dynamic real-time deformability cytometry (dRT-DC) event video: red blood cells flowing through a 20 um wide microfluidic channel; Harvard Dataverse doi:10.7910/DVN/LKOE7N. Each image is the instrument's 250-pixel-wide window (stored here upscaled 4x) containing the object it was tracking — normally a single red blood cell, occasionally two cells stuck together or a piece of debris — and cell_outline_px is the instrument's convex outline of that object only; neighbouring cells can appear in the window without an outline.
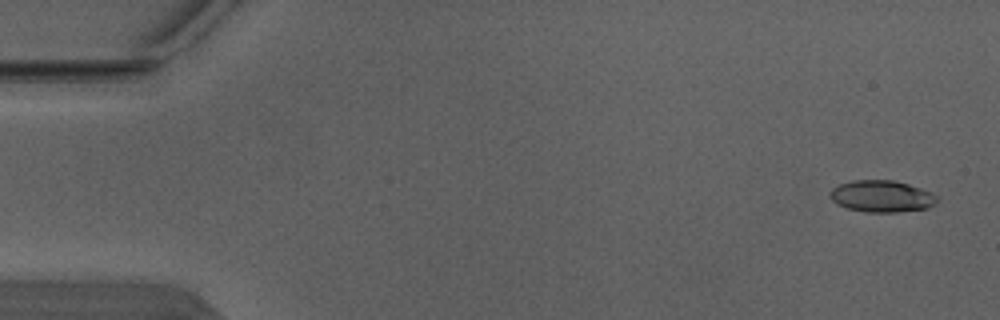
{"species": "Egyptian fruit bat (a non-hibernating species)", "species_latin": "Rousettus aegyptiacus", "temperature_condition": "warm", "stored_images_in_passage": 4, "camera_frame_rate_fps": 3000, "um_per_image_px": 0.085, "animal": {"sex": "male"}, "frame": {"image": 1, "passage_image": 1, "time_ms": 0.0, "image_size_px": [1000, 320], "cell_outline_px": [[936, 200], [928, 208], [896, 212], [864, 212], [848, 208], [836, 204], [828, 196], [828, 192], [832, 188], [840, 184], [852, 180], [892, 180], [908, 184], [920, 188], [936, 196]], "centroid_in_image_um": [74.86, 16.68], "position_along_channel_um": 10.1, "area_um2": 19.65}}
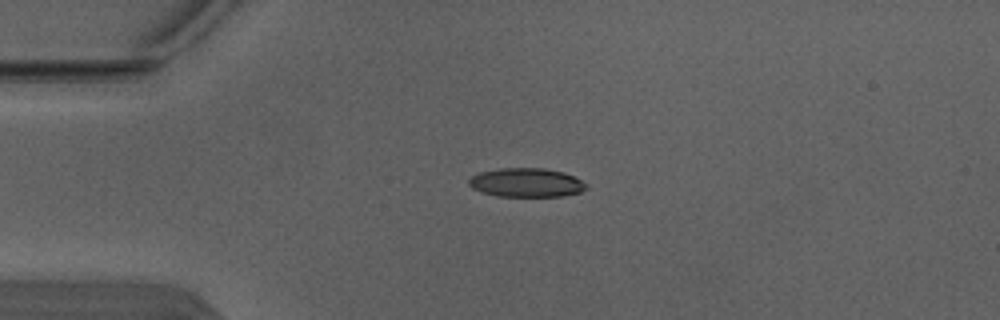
{"frame": {"image": 2, "passage_image": 3, "time_ms": 0.667, "image_size_px": [1000, 320], "cell_outline_px": [[588, 188], [580, 192], [564, 196], [496, 196], [480, 192], [472, 188], [468, 184], [468, 180], [472, 176], [480, 172], [500, 168], [544, 168], [564, 172], [588, 184]], "centroid_in_image_um": [44.73, 15.52], "position_along_channel_um": 40.3, "area_um2": 19.88}}